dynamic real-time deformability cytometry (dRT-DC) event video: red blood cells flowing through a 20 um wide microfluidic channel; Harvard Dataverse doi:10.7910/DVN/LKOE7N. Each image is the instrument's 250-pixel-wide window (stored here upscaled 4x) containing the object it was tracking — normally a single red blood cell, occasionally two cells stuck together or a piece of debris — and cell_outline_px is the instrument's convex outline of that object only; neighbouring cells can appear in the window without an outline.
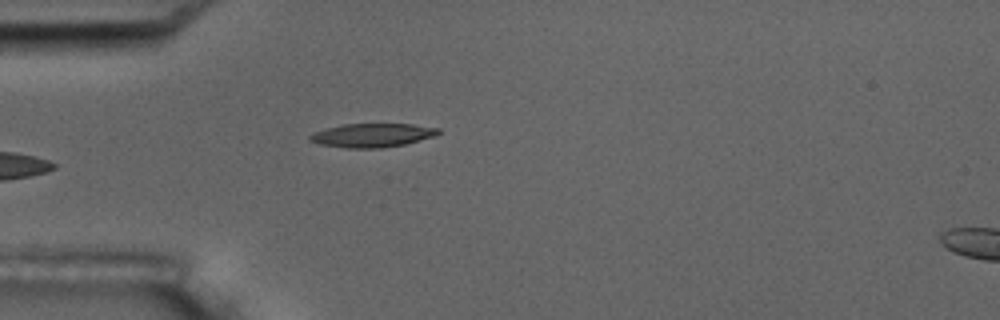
{"species": "common noctule bat (a hibernating species)", "species_latin": "Nyctalus noctula", "temperature_condition": "room temperature", "stored_images_in_passage": 4, "camera_frame_rate_fps": 3000, "um_per_image_px": 0.085, "animal": {"sex": "male", "body_mass_g": 17.5, "forearm_length_mm": 52.3}, "frame": {"image": 1, "passage_image": 4, "time_ms": 3.667, "image_size_px": [1000, 320], "cell_outline_px": [[440, 132], [436, 136], [404, 144], [380, 148], [348, 148], [320, 144], [308, 140], [308, 136], [312, 132], [344, 124], [412, 124], [440, 128]], "centroid_in_image_um": [31.64, 11.49], "position_along_channel_um": 53.4, "area_um2": 17.74}}